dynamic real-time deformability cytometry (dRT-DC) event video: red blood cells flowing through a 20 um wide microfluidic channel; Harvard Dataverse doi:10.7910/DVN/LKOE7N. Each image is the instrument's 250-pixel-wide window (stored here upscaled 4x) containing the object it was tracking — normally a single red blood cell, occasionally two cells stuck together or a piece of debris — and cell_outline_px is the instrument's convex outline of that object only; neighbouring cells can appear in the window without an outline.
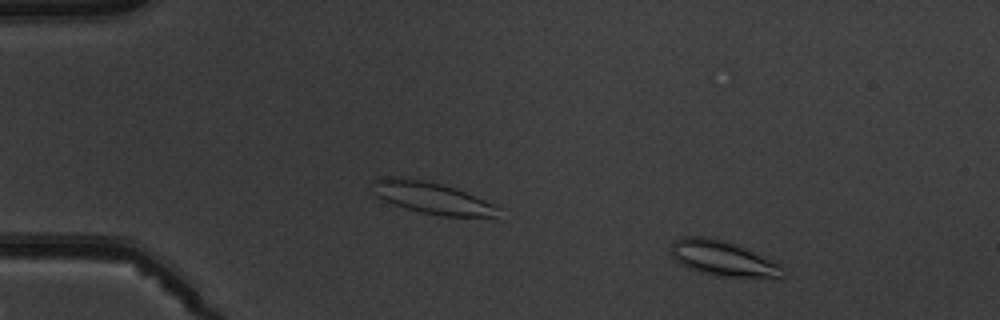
{"species": "common noctule bat (a hibernating species)", "species_latin": "Nyctalus noctula", "temperature_condition": "warm", "stored_images_in_passage": 2, "camera_frame_rate_fps": 3000, "um_per_image_px": 0.085, "animal": {"sex": "male", "body_mass_g": 19.5, "forearm_length_mm": 54.6}, "frame": {"image": 1, "passage_image": 2, "time_ms": 2.0, "image_size_px": [1000, 320], "cell_outline_px": [[784, 276], [716, 276], [696, 272], [680, 264], [672, 256], [672, 244], [676, 240], [684, 236], [708, 236], [724, 240], [744, 248], [780, 264]], "centroid_in_image_um": [61.35, 21.95], "position_along_channel_um": 23.7, "area_um2": 22.37}}